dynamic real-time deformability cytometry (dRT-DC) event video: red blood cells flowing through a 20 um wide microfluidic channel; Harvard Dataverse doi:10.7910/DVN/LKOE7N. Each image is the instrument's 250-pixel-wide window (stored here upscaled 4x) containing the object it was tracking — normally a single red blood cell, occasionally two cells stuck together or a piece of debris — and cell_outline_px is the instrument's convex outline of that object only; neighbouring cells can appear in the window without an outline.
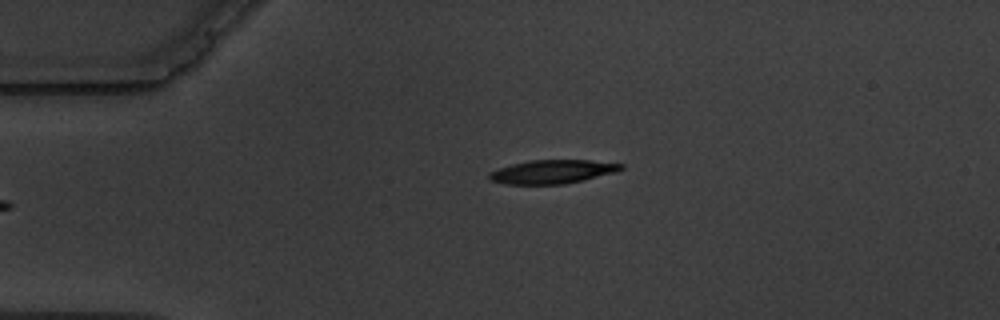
{"species": "common noctule bat (a hibernating species)", "species_latin": "Nyctalus noctula", "temperature_condition": "warm", "stored_images_in_passage": 6, "camera_frame_rate_fps": 3000, "um_per_image_px": 0.085, "animal": {"sex": "male", "body_mass_g": 19.5, "forearm_length_mm": 54.6}, "frame": {"image": 1, "passage_image": 6, "time_ms": 6.0, "image_size_px": [1000, 320], "cell_outline_px": [[624, 168], [616, 172], [584, 180], [564, 184], [504, 184], [488, 180], [488, 172], [512, 164], [528, 160], [588, 160], [624, 164]], "centroid_in_image_um": [46.94, 14.6], "position_along_channel_um": 38.1, "area_um2": 18.26}}